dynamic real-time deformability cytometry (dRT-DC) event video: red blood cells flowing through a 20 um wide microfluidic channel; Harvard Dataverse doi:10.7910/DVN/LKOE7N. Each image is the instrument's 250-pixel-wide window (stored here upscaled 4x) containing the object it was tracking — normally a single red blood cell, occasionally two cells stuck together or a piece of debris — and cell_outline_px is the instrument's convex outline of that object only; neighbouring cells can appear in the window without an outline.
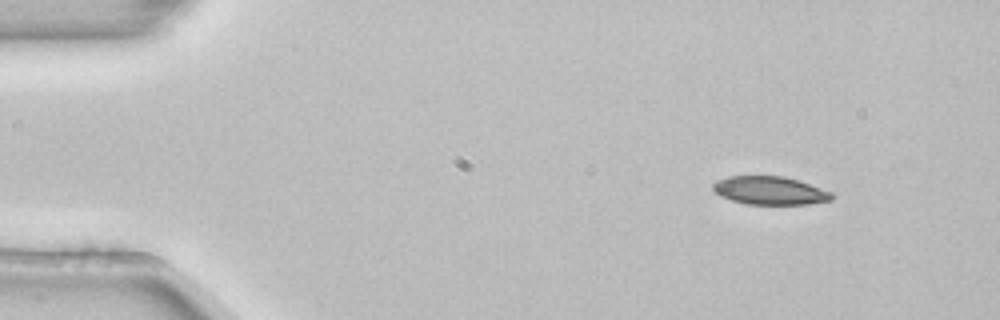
{"species": "common noctule bat (a hibernating species)", "species_latin": "Nyctalus noctula", "temperature_condition": "room temperature", "stored_images_in_passage": 5, "camera_frame_rate_fps": 3000, "um_per_image_px": 0.085, "animal": {"sex": "female", "body_mass_g": 22.7, "forearm_length_mm": 54.2}, "frame": {"image": 1, "passage_image": 2, "time_ms": 0.333, "image_size_px": [1000, 320], "cell_outline_px": [[832, 200], [808, 204], [744, 204], [720, 196], [712, 188], [712, 184], [716, 180], [728, 176], [784, 176], [800, 180], [832, 192]], "centroid_in_image_um": [65.43, 16.19], "position_along_channel_um": 19.6, "area_um2": 19.65}}
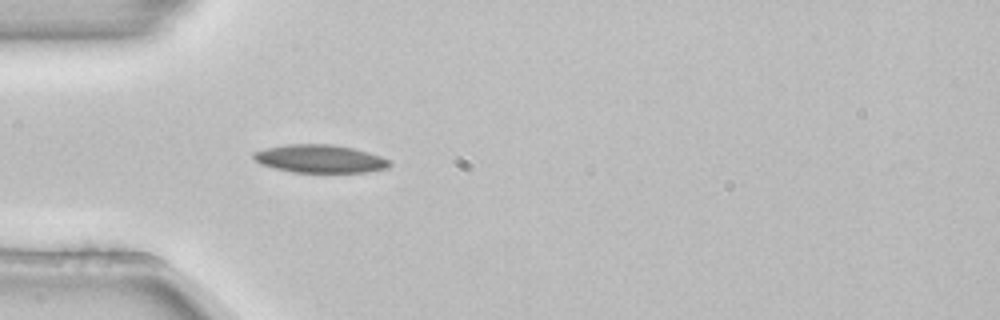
{"frame": {"image": 2, "passage_image": 5, "time_ms": 1.333, "image_size_px": [1000, 320], "cell_outline_px": [[392, 164], [388, 168], [364, 172], [292, 172], [260, 164], [252, 156], [252, 152], [264, 148], [288, 144], [332, 144], [352, 148], [368, 152], [380, 156], [388, 160]], "centroid_in_image_um": [27.17, 13.49], "position_along_channel_um": 57.8, "area_um2": 22.14}}